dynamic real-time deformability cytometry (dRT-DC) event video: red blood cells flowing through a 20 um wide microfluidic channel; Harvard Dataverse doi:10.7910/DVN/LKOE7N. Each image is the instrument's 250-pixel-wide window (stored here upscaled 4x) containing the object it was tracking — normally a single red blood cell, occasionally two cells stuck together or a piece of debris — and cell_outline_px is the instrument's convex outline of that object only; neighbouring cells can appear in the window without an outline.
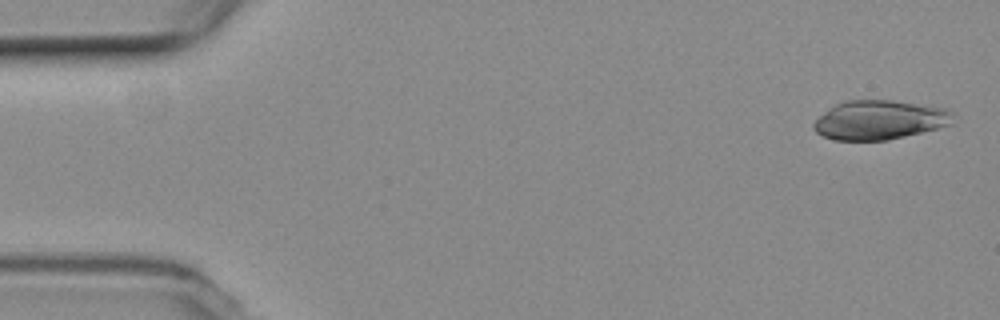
{"species": "common noctule bat (a hibernating species)", "species_latin": "Nyctalus noctula", "temperature_condition": "room temperature", "stored_images_in_passage": 5, "camera_frame_rate_fps": 3000, "um_per_image_px": 0.085, "animal": {"sex": "female", "body_mass_g": 19.3, "forearm_length_mm": 54.1}, "frame": {"image": 1, "passage_image": 2, "time_ms": 0.333, "image_size_px": [1000, 320], "cell_outline_px": [[952, 124], [888, 140], [836, 140], [824, 136], [816, 132], [812, 128], [812, 124], [828, 108], [836, 104], [848, 100], [892, 100], [944, 108], [952, 112]], "centroid_in_image_um": [74.72, 10.19], "position_along_channel_um": 10.3, "area_um2": 31.5}}